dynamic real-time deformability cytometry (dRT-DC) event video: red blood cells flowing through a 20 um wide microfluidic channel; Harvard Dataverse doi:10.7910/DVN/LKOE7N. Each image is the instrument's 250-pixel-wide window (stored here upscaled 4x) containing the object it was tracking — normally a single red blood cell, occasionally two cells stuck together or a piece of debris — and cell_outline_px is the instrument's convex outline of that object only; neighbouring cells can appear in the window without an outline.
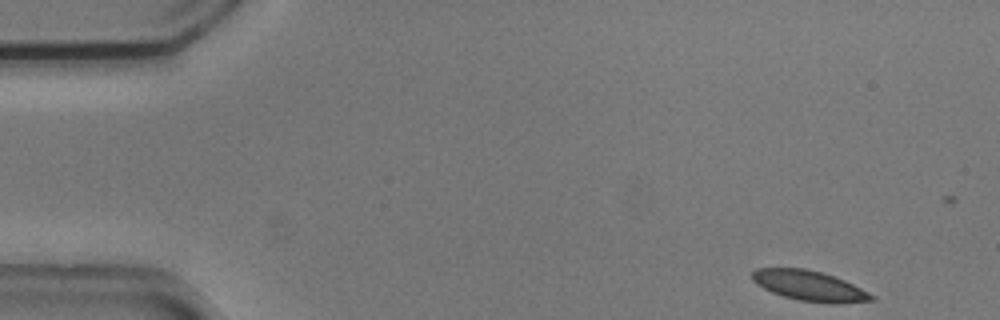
{"species": "common noctule bat (a hibernating species)", "species_latin": "Nyctalus noctula", "temperature_condition": "cold", "stored_images_in_passage": 3, "camera_frame_rate_fps": 3000, "um_per_image_px": 0.085, "animal": {"sex": "male", "body_mass_g": 20.5, "forearm_length_mm": 52.5}, "frame": {"image": 1, "passage_image": 1, "time_ms": 0.0, "image_size_px": [1000, 320], "cell_outline_px": [[876, 300], [840, 304], [828, 304], [800, 300], [784, 296], [772, 292], [756, 284], [752, 280], [752, 272], [756, 268], [804, 268], [820, 272], [844, 280], [876, 296]], "centroid_in_image_um": [68.82, 24.3], "position_along_channel_um": 16.2, "area_um2": 20.98}}